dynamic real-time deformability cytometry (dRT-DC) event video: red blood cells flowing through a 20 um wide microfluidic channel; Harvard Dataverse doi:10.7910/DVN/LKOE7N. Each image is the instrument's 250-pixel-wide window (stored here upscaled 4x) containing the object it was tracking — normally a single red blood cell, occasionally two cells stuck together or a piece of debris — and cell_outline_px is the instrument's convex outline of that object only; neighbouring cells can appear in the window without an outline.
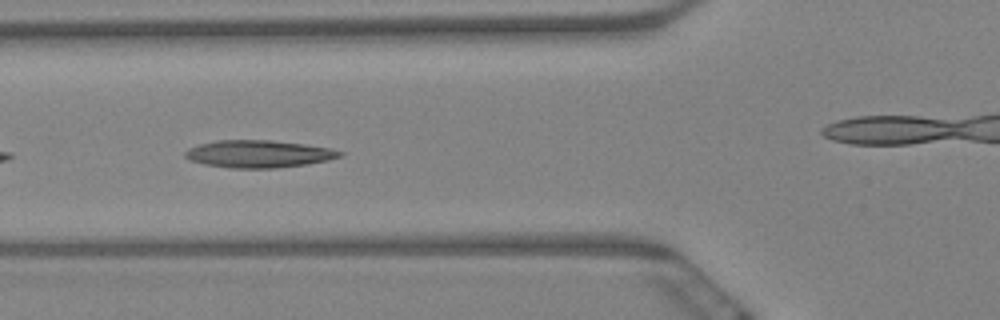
{"species": "Egyptian fruit bat (a non-hibernating species)", "species_latin": "Rousettus aegyptiacus", "temperature_condition": "warm", "stored_images_in_passage": 9, "camera_frame_rate_fps": 3000, "um_per_image_px": 0.085, "animal": {"sex": "female"}, "frame": {"image": 1, "passage_image": 6, "time_ms": 1.667, "image_size_px": [1000, 320], "cell_outline_px": [[344, 152], [340, 156], [328, 160], [304, 164], [276, 168], [232, 168], [204, 164], [192, 160], [184, 156], [184, 152], [188, 148], [200, 144], [216, 140], [272, 140], [304, 144], [328, 148]], "centroid_in_image_um": [21.95, 13.08], "position_along_channel_um": 103.9, "area_um2": 24.45}}
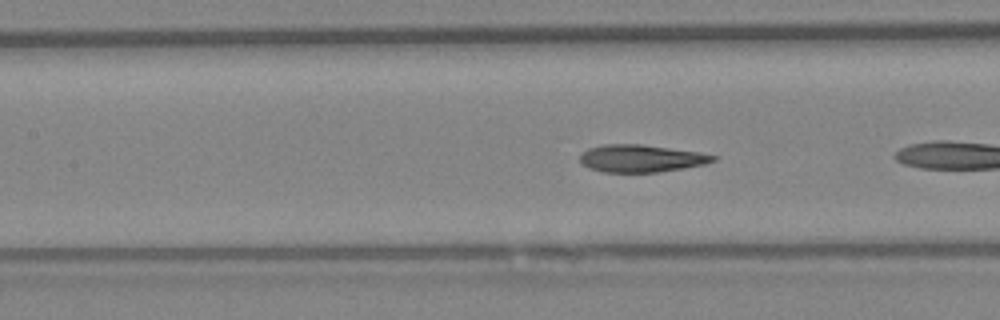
{"frame": {"image": 2, "passage_image": 8, "time_ms": 2.333, "image_size_px": [1000, 320], "cell_outline_px": [[716, 160], [704, 164], [684, 168], [660, 172], [604, 172], [588, 168], [580, 164], [580, 156], [588, 148], [604, 144], [640, 144], [700, 152], [716, 156]], "centroid_in_image_um": [54.47, 13.47], "position_along_channel_um": 152.9, "area_um2": 21.27}}